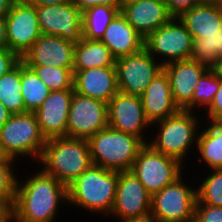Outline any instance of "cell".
Masks as SVG:
<instances>
[{
  "instance_id": "484cf974",
  "label": "cell",
  "mask_w": 222,
  "mask_h": 222,
  "mask_svg": "<svg viewBox=\"0 0 222 222\" xmlns=\"http://www.w3.org/2000/svg\"><path fill=\"white\" fill-rule=\"evenodd\" d=\"M120 12V6L96 5L82 12V37L101 40L105 30Z\"/></svg>"
},
{
  "instance_id": "277c9868",
  "label": "cell",
  "mask_w": 222,
  "mask_h": 222,
  "mask_svg": "<svg viewBox=\"0 0 222 222\" xmlns=\"http://www.w3.org/2000/svg\"><path fill=\"white\" fill-rule=\"evenodd\" d=\"M37 163L66 187L93 164L88 140L67 136L47 139Z\"/></svg>"
},
{
  "instance_id": "30bf717a",
  "label": "cell",
  "mask_w": 222,
  "mask_h": 222,
  "mask_svg": "<svg viewBox=\"0 0 222 222\" xmlns=\"http://www.w3.org/2000/svg\"><path fill=\"white\" fill-rule=\"evenodd\" d=\"M115 67L119 92L137 96H141L152 80L163 71V65L145 48L116 59Z\"/></svg>"
},
{
  "instance_id": "4dcf8cb0",
  "label": "cell",
  "mask_w": 222,
  "mask_h": 222,
  "mask_svg": "<svg viewBox=\"0 0 222 222\" xmlns=\"http://www.w3.org/2000/svg\"><path fill=\"white\" fill-rule=\"evenodd\" d=\"M220 80L208 69L199 79L192 96V111L197 114L205 111L212 103L215 93L219 89ZM199 110V111H198Z\"/></svg>"
},
{
  "instance_id": "5b68a950",
  "label": "cell",
  "mask_w": 222,
  "mask_h": 222,
  "mask_svg": "<svg viewBox=\"0 0 222 222\" xmlns=\"http://www.w3.org/2000/svg\"><path fill=\"white\" fill-rule=\"evenodd\" d=\"M94 165L115 171H130L140 148L139 137L106 127L88 139Z\"/></svg>"
},
{
  "instance_id": "83f0119b",
  "label": "cell",
  "mask_w": 222,
  "mask_h": 222,
  "mask_svg": "<svg viewBox=\"0 0 222 222\" xmlns=\"http://www.w3.org/2000/svg\"><path fill=\"white\" fill-rule=\"evenodd\" d=\"M21 94L25 112H35L51 92L36 73L21 61Z\"/></svg>"
},
{
  "instance_id": "f546056e",
  "label": "cell",
  "mask_w": 222,
  "mask_h": 222,
  "mask_svg": "<svg viewBox=\"0 0 222 222\" xmlns=\"http://www.w3.org/2000/svg\"><path fill=\"white\" fill-rule=\"evenodd\" d=\"M31 68L50 91L74 89L73 68H62L42 65H26Z\"/></svg>"
},
{
  "instance_id": "8992f818",
  "label": "cell",
  "mask_w": 222,
  "mask_h": 222,
  "mask_svg": "<svg viewBox=\"0 0 222 222\" xmlns=\"http://www.w3.org/2000/svg\"><path fill=\"white\" fill-rule=\"evenodd\" d=\"M45 144L34 112L11 114L0 128V145L16 161L29 157L38 162Z\"/></svg>"
},
{
  "instance_id": "cb8c5ba5",
  "label": "cell",
  "mask_w": 222,
  "mask_h": 222,
  "mask_svg": "<svg viewBox=\"0 0 222 222\" xmlns=\"http://www.w3.org/2000/svg\"><path fill=\"white\" fill-rule=\"evenodd\" d=\"M116 58L101 40L81 38L74 46L73 70L115 66Z\"/></svg>"
},
{
  "instance_id": "d590c367",
  "label": "cell",
  "mask_w": 222,
  "mask_h": 222,
  "mask_svg": "<svg viewBox=\"0 0 222 222\" xmlns=\"http://www.w3.org/2000/svg\"><path fill=\"white\" fill-rule=\"evenodd\" d=\"M21 58L8 48H0V77L14 68Z\"/></svg>"
},
{
  "instance_id": "7bdbcfd3",
  "label": "cell",
  "mask_w": 222,
  "mask_h": 222,
  "mask_svg": "<svg viewBox=\"0 0 222 222\" xmlns=\"http://www.w3.org/2000/svg\"><path fill=\"white\" fill-rule=\"evenodd\" d=\"M16 0H0V17H5Z\"/></svg>"
},
{
  "instance_id": "7402d4cb",
  "label": "cell",
  "mask_w": 222,
  "mask_h": 222,
  "mask_svg": "<svg viewBox=\"0 0 222 222\" xmlns=\"http://www.w3.org/2000/svg\"><path fill=\"white\" fill-rule=\"evenodd\" d=\"M194 38H219L222 25V6L200 3L178 16Z\"/></svg>"
},
{
  "instance_id": "f6af8a7d",
  "label": "cell",
  "mask_w": 222,
  "mask_h": 222,
  "mask_svg": "<svg viewBox=\"0 0 222 222\" xmlns=\"http://www.w3.org/2000/svg\"><path fill=\"white\" fill-rule=\"evenodd\" d=\"M17 163L19 164L21 162L12 159L3 149V147L0 145V164H17Z\"/></svg>"
},
{
  "instance_id": "60d3db41",
  "label": "cell",
  "mask_w": 222,
  "mask_h": 222,
  "mask_svg": "<svg viewBox=\"0 0 222 222\" xmlns=\"http://www.w3.org/2000/svg\"><path fill=\"white\" fill-rule=\"evenodd\" d=\"M0 48H7L6 20L0 17Z\"/></svg>"
},
{
  "instance_id": "c3c4849f",
  "label": "cell",
  "mask_w": 222,
  "mask_h": 222,
  "mask_svg": "<svg viewBox=\"0 0 222 222\" xmlns=\"http://www.w3.org/2000/svg\"><path fill=\"white\" fill-rule=\"evenodd\" d=\"M219 46L221 48V53L220 55H222V25H221V30L219 32Z\"/></svg>"
},
{
  "instance_id": "d4e9b609",
  "label": "cell",
  "mask_w": 222,
  "mask_h": 222,
  "mask_svg": "<svg viewBox=\"0 0 222 222\" xmlns=\"http://www.w3.org/2000/svg\"><path fill=\"white\" fill-rule=\"evenodd\" d=\"M196 144L195 153L203 165L211 169H222V126L204 121Z\"/></svg>"
},
{
  "instance_id": "603a6c76",
  "label": "cell",
  "mask_w": 222,
  "mask_h": 222,
  "mask_svg": "<svg viewBox=\"0 0 222 222\" xmlns=\"http://www.w3.org/2000/svg\"><path fill=\"white\" fill-rule=\"evenodd\" d=\"M144 40L126 18L119 12L105 30L101 41L118 59L139 52L144 48Z\"/></svg>"
},
{
  "instance_id": "836d02e7",
  "label": "cell",
  "mask_w": 222,
  "mask_h": 222,
  "mask_svg": "<svg viewBox=\"0 0 222 222\" xmlns=\"http://www.w3.org/2000/svg\"><path fill=\"white\" fill-rule=\"evenodd\" d=\"M194 222H222V207L196 204Z\"/></svg>"
},
{
  "instance_id": "b9f144b4",
  "label": "cell",
  "mask_w": 222,
  "mask_h": 222,
  "mask_svg": "<svg viewBox=\"0 0 222 222\" xmlns=\"http://www.w3.org/2000/svg\"><path fill=\"white\" fill-rule=\"evenodd\" d=\"M121 222H158V220L151 212H149L146 215L129 218Z\"/></svg>"
},
{
  "instance_id": "e0dca14e",
  "label": "cell",
  "mask_w": 222,
  "mask_h": 222,
  "mask_svg": "<svg viewBox=\"0 0 222 222\" xmlns=\"http://www.w3.org/2000/svg\"><path fill=\"white\" fill-rule=\"evenodd\" d=\"M74 89L51 91L34 112L43 136L47 139L66 136L68 114Z\"/></svg>"
},
{
  "instance_id": "d6986e66",
  "label": "cell",
  "mask_w": 222,
  "mask_h": 222,
  "mask_svg": "<svg viewBox=\"0 0 222 222\" xmlns=\"http://www.w3.org/2000/svg\"><path fill=\"white\" fill-rule=\"evenodd\" d=\"M75 43L55 35L42 34L23 55L25 65L73 68Z\"/></svg>"
},
{
  "instance_id": "7c38bea8",
  "label": "cell",
  "mask_w": 222,
  "mask_h": 222,
  "mask_svg": "<svg viewBox=\"0 0 222 222\" xmlns=\"http://www.w3.org/2000/svg\"><path fill=\"white\" fill-rule=\"evenodd\" d=\"M107 126V103L73 92L66 136L88 140Z\"/></svg>"
},
{
  "instance_id": "ab89813d",
  "label": "cell",
  "mask_w": 222,
  "mask_h": 222,
  "mask_svg": "<svg viewBox=\"0 0 222 222\" xmlns=\"http://www.w3.org/2000/svg\"><path fill=\"white\" fill-rule=\"evenodd\" d=\"M18 1L29 5H34L35 7L45 6V5H59L69 2V0H18Z\"/></svg>"
},
{
  "instance_id": "ee69618b",
  "label": "cell",
  "mask_w": 222,
  "mask_h": 222,
  "mask_svg": "<svg viewBox=\"0 0 222 222\" xmlns=\"http://www.w3.org/2000/svg\"><path fill=\"white\" fill-rule=\"evenodd\" d=\"M215 76L222 81V55H220L215 63L214 66L210 69Z\"/></svg>"
},
{
  "instance_id": "f1b7e54d",
  "label": "cell",
  "mask_w": 222,
  "mask_h": 222,
  "mask_svg": "<svg viewBox=\"0 0 222 222\" xmlns=\"http://www.w3.org/2000/svg\"><path fill=\"white\" fill-rule=\"evenodd\" d=\"M209 171L207 169V174L204 175L205 178H199V184L196 187V204L222 207V169H211Z\"/></svg>"
},
{
  "instance_id": "f35d334b",
  "label": "cell",
  "mask_w": 222,
  "mask_h": 222,
  "mask_svg": "<svg viewBox=\"0 0 222 222\" xmlns=\"http://www.w3.org/2000/svg\"><path fill=\"white\" fill-rule=\"evenodd\" d=\"M12 219V206L0 198V222H8Z\"/></svg>"
},
{
  "instance_id": "8d00e7d4",
  "label": "cell",
  "mask_w": 222,
  "mask_h": 222,
  "mask_svg": "<svg viewBox=\"0 0 222 222\" xmlns=\"http://www.w3.org/2000/svg\"><path fill=\"white\" fill-rule=\"evenodd\" d=\"M169 13L178 17L182 12L200 4L199 0H163Z\"/></svg>"
},
{
  "instance_id": "e575fe53",
  "label": "cell",
  "mask_w": 222,
  "mask_h": 222,
  "mask_svg": "<svg viewBox=\"0 0 222 222\" xmlns=\"http://www.w3.org/2000/svg\"><path fill=\"white\" fill-rule=\"evenodd\" d=\"M206 115V117H205ZM203 121L210 123H218L222 120V81L220 80V86L215 93L214 99L210 106L203 113Z\"/></svg>"
},
{
  "instance_id": "3957f363",
  "label": "cell",
  "mask_w": 222,
  "mask_h": 222,
  "mask_svg": "<svg viewBox=\"0 0 222 222\" xmlns=\"http://www.w3.org/2000/svg\"><path fill=\"white\" fill-rule=\"evenodd\" d=\"M118 179L119 171L92 164L67 187L68 207L75 206L109 218Z\"/></svg>"
},
{
  "instance_id": "52a82bcc",
  "label": "cell",
  "mask_w": 222,
  "mask_h": 222,
  "mask_svg": "<svg viewBox=\"0 0 222 222\" xmlns=\"http://www.w3.org/2000/svg\"><path fill=\"white\" fill-rule=\"evenodd\" d=\"M182 174L152 195L150 212L158 222H192L197 202L196 187H192ZM190 185V186H189Z\"/></svg>"
},
{
  "instance_id": "ba28073f",
  "label": "cell",
  "mask_w": 222,
  "mask_h": 222,
  "mask_svg": "<svg viewBox=\"0 0 222 222\" xmlns=\"http://www.w3.org/2000/svg\"><path fill=\"white\" fill-rule=\"evenodd\" d=\"M185 167L178 159L164 155L145 143L130 171L153 195L184 174L182 170H185Z\"/></svg>"
},
{
  "instance_id": "5bb4252c",
  "label": "cell",
  "mask_w": 222,
  "mask_h": 222,
  "mask_svg": "<svg viewBox=\"0 0 222 222\" xmlns=\"http://www.w3.org/2000/svg\"><path fill=\"white\" fill-rule=\"evenodd\" d=\"M152 195L131 171H119L115 201L109 217L116 222L150 212Z\"/></svg>"
},
{
  "instance_id": "1f68e13d",
  "label": "cell",
  "mask_w": 222,
  "mask_h": 222,
  "mask_svg": "<svg viewBox=\"0 0 222 222\" xmlns=\"http://www.w3.org/2000/svg\"><path fill=\"white\" fill-rule=\"evenodd\" d=\"M220 53L219 38H194L190 59L211 69Z\"/></svg>"
},
{
  "instance_id": "4fadbf2b",
  "label": "cell",
  "mask_w": 222,
  "mask_h": 222,
  "mask_svg": "<svg viewBox=\"0 0 222 222\" xmlns=\"http://www.w3.org/2000/svg\"><path fill=\"white\" fill-rule=\"evenodd\" d=\"M5 20L7 48L22 58L42 35L36 7L16 0Z\"/></svg>"
},
{
  "instance_id": "ac0fdd59",
  "label": "cell",
  "mask_w": 222,
  "mask_h": 222,
  "mask_svg": "<svg viewBox=\"0 0 222 222\" xmlns=\"http://www.w3.org/2000/svg\"><path fill=\"white\" fill-rule=\"evenodd\" d=\"M169 77L175 104L182 110L192 111V96L200 77L208 70L192 59L178 60L163 66Z\"/></svg>"
},
{
  "instance_id": "74e56055",
  "label": "cell",
  "mask_w": 222,
  "mask_h": 222,
  "mask_svg": "<svg viewBox=\"0 0 222 222\" xmlns=\"http://www.w3.org/2000/svg\"><path fill=\"white\" fill-rule=\"evenodd\" d=\"M81 12L96 5L120 6L121 0H69Z\"/></svg>"
},
{
  "instance_id": "d6a6232c",
  "label": "cell",
  "mask_w": 222,
  "mask_h": 222,
  "mask_svg": "<svg viewBox=\"0 0 222 222\" xmlns=\"http://www.w3.org/2000/svg\"><path fill=\"white\" fill-rule=\"evenodd\" d=\"M15 165L17 164H0V198L6 200L11 206L15 200L19 174L16 170L19 167Z\"/></svg>"
},
{
  "instance_id": "ffe728a7",
  "label": "cell",
  "mask_w": 222,
  "mask_h": 222,
  "mask_svg": "<svg viewBox=\"0 0 222 222\" xmlns=\"http://www.w3.org/2000/svg\"><path fill=\"white\" fill-rule=\"evenodd\" d=\"M74 92L106 103L119 91L115 66L73 70Z\"/></svg>"
},
{
  "instance_id": "7a4b0ae2",
  "label": "cell",
  "mask_w": 222,
  "mask_h": 222,
  "mask_svg": "<svg viewBox=\"0 0 222 222\" xmlns=\"http://www.w3.org/2000/svg\"><path fill=\"white\" fill-rule=\"evenodd\" d=\"M202 119L204 118L201 114L197 116L194 111L180 109L174 115L151 124L155 135L154 133L150 135L151 141H148V144L154 150L187 165L185 160L189 159L188 153L191 151L194 153L196 150L198 135L203 124ZM153 127L156 128L155 131Z\"/></svg>"
},
{
  "instance_id": "6da1fadb",
  "label": "cell",
  "mask_w": 222,
  "mask_h": 222,
  "mask_svg": "<svg viewBox=\"0 0 222 222\" xmlns=\"http://www.w3.org/2000/svg\"><path fill=\"white\" fill-rule=\"evenodd\" d=\"M33 171L19 172L12 218L16 222H56L60 207L68 206L67 187L41 168Z\"/></svg>"
},
{
  "instance_id": "2e32d148",
  "label": "cell",
  "mask_w": 222,
  "mask_h": 222,
  "mask_svg": "<svg viewBox=\"0 0 222 222\" xmlns=\"http://www.w3.org/2000/svg\"><path fill=\"white\" fill-rule=\"evenodd\" d=\"M120 13L144 38L173 17L163 0H121Z\"/></svg>"
},
{
  "instance_id": "bcb514c9",
  "label": "cell",
  "mask_w": 222,
  "mask_h": 222,
  "mask_svg": "<svg viewBox=\"0 0 222 222\" xmlns=\"http://www.w3.org/2000/svg\"><path fill=\"white\" fill-rule=\"evenodd\" d=\"M11 113L7 108L0 102V128L9 119Z\"/></svg>"
},
{
  "instance_id": "9a60e30c",
  "label": "cell",
  "mask_w": 222,
  "mask_h": 222,
  "mask_svg": "<svg viewBox=\"0 0 222 222\" xmlns=\"http://www.w3.org/2000/svg\"><path fill=\"white\" fill-rule=\"evenodd\" d=\"M41 34L55 35L71 42L82 38V12L70 1L36 7Z\"/></svg>"
},
{
  "instance_id": "8fae6325",
  "label": "cell",
  "mask_w": 222,
  "mask_h": 222,
  "mask_svg": "<svg viewBox=\"0 0 222 222\" xmlns=\"http://www.w3.org/2000/svg\"><path fill=\"white\" fill-rule=\"evenodd\" d=\"M107 113L108 127L133 134L148 143L150 138L146 132L151 129V123L145 116L140 96L118 91L107 103Z\"/></svg>"
},
{
  "instance_id": "4316f807",
  "label": "cell",
  "mask_w": 222,
  "mask_h": 222,
  "mask_svg": "<svg viewBox=\"0 0 222 222\" xmlns=\"http://www.w3.org/2000/svg\"><path fill=\"white\" fill-rule=\"evenodd\" d=\"M21 61L9 72L0 77V102L11 114L25 113L21 94Z\"/></svg>"
},
{
  "instance_id": "681fc988",
  "label": "cell",
  "mask_w": 222,
  "mask_h": 222,
  "mask_svg": "<svg viewBox=\"0 0 222 222\" xmlns=\"http://www.w3.org/2000/svg\"><path fill=\"white\" fill-rule=\"evenodd\" d=\"M8 222H16V221L12 218Z\"/></svg>"
},
{
  "instance_id": "44dd1931",
  "label": "cell",
  "mask_w": 222,
  "mask_h": 222,
  "mask_svg": "<svg viewBox=\"0 0 222 222\" xmlns=\"http://www.w3.org/2000/svg\"><path fill=\"white\" fill-rule=\"evenodd\" d=\"M140 98L151 124L180 110L173 100L169 77L164 70L152 80Z\"/></svg>"
},
{
  "instance_id": "7dc6e473",
  "label": "cell",
  "mask_w": 222,
  "mask_h": 222,
  "mask_svg": "<svg viewBox=\"0 0 222 222\" xmlns=\"http://www.w3.org/2000/svg\"><path fill=\"white\" fill-rule=\"evenodd\" d=\"M199 3H205V4H222V0H199Z\"/></svg>"
},
{
  "instance_id": "9c48e42d",
  "label": "cell",
  "mask_w": 222,
  "mask_h": 222,
  "mask_svg": "<svg viewBox=\"0 0 222 222\" xmlns=\"http://www.w3.org/2000/svg\"><path fill=\"white\" fill-rule=\"evenodd\" d=\"M144 48L163 66L190 59L193 37L178 17H172L144 40Z\"/></svg>"
}]
</instances>
